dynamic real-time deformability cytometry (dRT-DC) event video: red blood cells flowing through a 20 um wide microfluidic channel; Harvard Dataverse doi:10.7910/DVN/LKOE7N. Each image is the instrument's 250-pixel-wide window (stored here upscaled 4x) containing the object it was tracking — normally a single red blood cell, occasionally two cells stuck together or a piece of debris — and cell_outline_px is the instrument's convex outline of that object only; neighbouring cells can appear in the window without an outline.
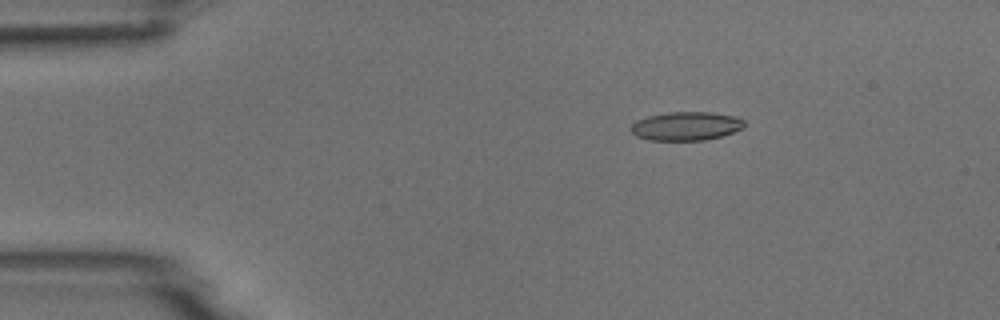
{"species": "common noctule bat (a hibernating species)", "species_latin": "Nyctalus noctula", "temperature_condition": "room temperature", "stored_images_in_passage": 5, "camera_frame_rate_fps": 3000, "um_per_image_px": 0.085, "animal": {"sex": "male", "body_mass_g": 18.8}, "frame": {"image": 1, "passage_image": 3, "time_ms": 2.667, "image_size_px": [1000, 320], "cell_outline_px": [[744, 124], [740, 128], [732, 132], [720, 136], [704, 140], [648, 140], [636, 136], [628, 128], [636, 120], [648, 116], [668, 112], [712, 112], [736, 116], [744, 120]], "centroid_in_image_um": [58.27, 10.71], "position_along_channel_um": 26.7, "area_um2": 18.9}}